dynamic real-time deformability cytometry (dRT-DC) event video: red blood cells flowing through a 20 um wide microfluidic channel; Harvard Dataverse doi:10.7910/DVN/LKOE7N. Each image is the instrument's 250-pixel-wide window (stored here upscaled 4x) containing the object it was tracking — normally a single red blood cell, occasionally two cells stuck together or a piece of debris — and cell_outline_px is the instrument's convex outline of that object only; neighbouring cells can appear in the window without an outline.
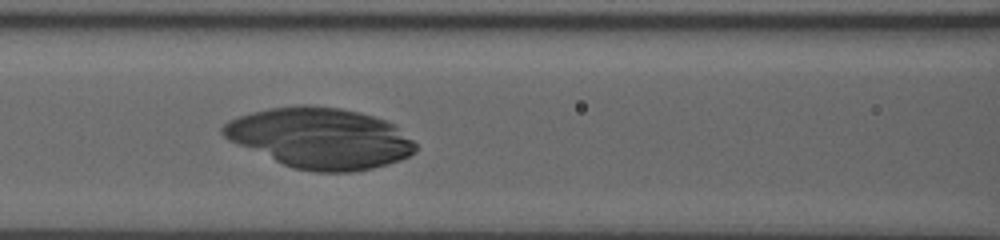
{"species": "human", "species_latin": "Homo sapiens", "temperature_condition": "room temperature", "stored_images_in_passage": 10, "camera_frame_rate_fps": 3000, "um_per_image_px": 0.085, "donor": {"sex": "male"}, "frame": {"image": 1, "passage_image": 7, "time_ms": 2.667, "image_size_px": [1000, 240], "cell_outline_px": [[416, 152], [400, 160], [388, 164], [372, 168], [352, 172], [316, 172], [292, 168], [236, 144], [228, 140], [220, 132], [220, 128], [228, 120], [252, 112], [268, 108], [340, 108], [372, 116], [384, 120], [392, 124], [412, 140], [416, 144]], "centroid_in_image_um": [27.19, 11.78], "position_along_channel_um": 139.4, "area_um2": 66.7}}